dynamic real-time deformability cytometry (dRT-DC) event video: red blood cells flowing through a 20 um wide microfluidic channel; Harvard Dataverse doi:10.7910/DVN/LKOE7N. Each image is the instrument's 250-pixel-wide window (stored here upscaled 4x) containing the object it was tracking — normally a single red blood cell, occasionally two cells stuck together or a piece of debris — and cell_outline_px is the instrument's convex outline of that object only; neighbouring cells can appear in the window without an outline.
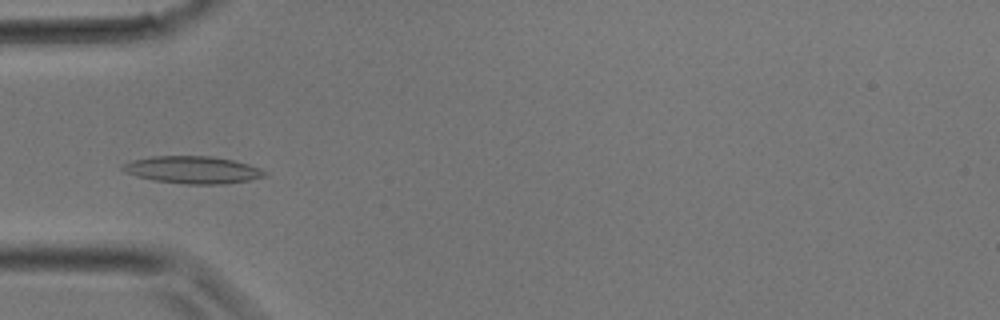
{"species": "common noctule bat (a hibernating species)", "species_latin": "Nyctalus noctula", "temperature_condition": "room temperature", "stored_images_in_passage": 32, "camera_frame_rate_fps": 3000, "um_per_image_px": 0.085, "animal": {"sex": "male", "body_mass_g": 17.9}, "frame": {"image": 1, "passage_image": 10, "time_ms": 3.0, "image_size_px": [1000, 320], "cell_outline_px": [[264, 176], [248, 180], [224, 184], [188, 184], [156, 180], [136, 176], [124, 172], [120, 168], [120, 164], [132, 160], [152, 156], [212, 156], [232, 160], [248, 164], [260, 168], [264, 172]], "centroid_in_image_um": [16.31, 14.42], "position_along_channel_um": 68.7, "area_um2": 22.43}}
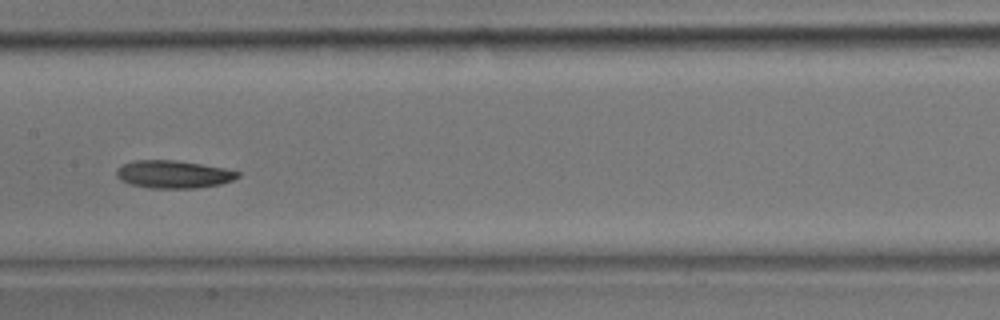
{"frame": {"image": 2, "passage_image": 16, "time_ms": 5.0, "image_size_px": [1000, 320], "cell_outline_px": [[240, 176], [232, 180], [220, 184], [196, 188], [148, 188], [128, 184], [120, 180], [116, 176], [116, 168], [124, 164], [136, 160], [176, 160], [224, 168], [240, 172]], "centroid_in_image_um": [14.71, 14.82], "position_along_channel_um": 192.7, "area_um2": 19.65}}
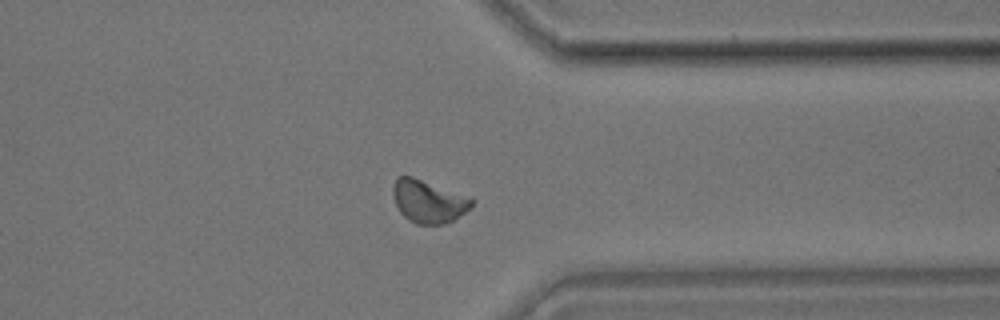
{"frame": {"image": 3, "passage_image": 25, "time_ms": 8.0, "image_size_px": [1000, 320], "cell_outline_px": [[476, 200], [472, 208], [452, 220], [444, 224], [416, 224], [408, 220], [400, 212], [396, 204], [392, 192], [392, 188], [396, 176], [412, 176], [472, 196]], "centroid_in_image_um": [36.46, 17.1], "position_along_channel_um": 374.9, "area_um2": 20.06}}